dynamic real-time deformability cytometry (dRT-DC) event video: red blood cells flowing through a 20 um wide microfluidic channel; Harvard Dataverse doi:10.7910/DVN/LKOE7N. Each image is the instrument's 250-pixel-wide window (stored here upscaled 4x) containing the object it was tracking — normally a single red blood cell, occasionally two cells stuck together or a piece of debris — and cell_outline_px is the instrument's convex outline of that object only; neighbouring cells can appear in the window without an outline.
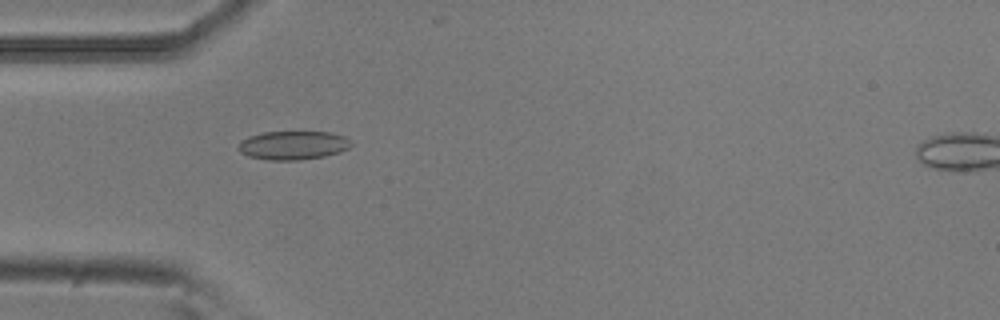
{"species": "common noctule bat (a hibernating species)", "species_latin": "Nyctalus noctula", "temperature_condition": "room temperature", "stored_images_in_passage": 5, "camera_frame_rate_fps": 3000, "um_per_image_px": 0.085, "animal": {"sex": "male", "body_mass_g": 20.5, "forearm_length_mm": 52.5}, "frame": {"image": 1, "passage_image": 5, "time_ms": 1.333, "image_size_px": [1000, 320], "cell_outline_px": [[352, 144], [348, 148], [340, 152], [324, 156], [300, 160], [268, 160], [248, 156], [240, 152], [240, 140], [248, 136], [264, 132], [332, 132], [344, 136]], "centroid_in_image_um": [24.91, 12.35], "position_along_channel_um": 60.1, "area_um2": 18.79}}